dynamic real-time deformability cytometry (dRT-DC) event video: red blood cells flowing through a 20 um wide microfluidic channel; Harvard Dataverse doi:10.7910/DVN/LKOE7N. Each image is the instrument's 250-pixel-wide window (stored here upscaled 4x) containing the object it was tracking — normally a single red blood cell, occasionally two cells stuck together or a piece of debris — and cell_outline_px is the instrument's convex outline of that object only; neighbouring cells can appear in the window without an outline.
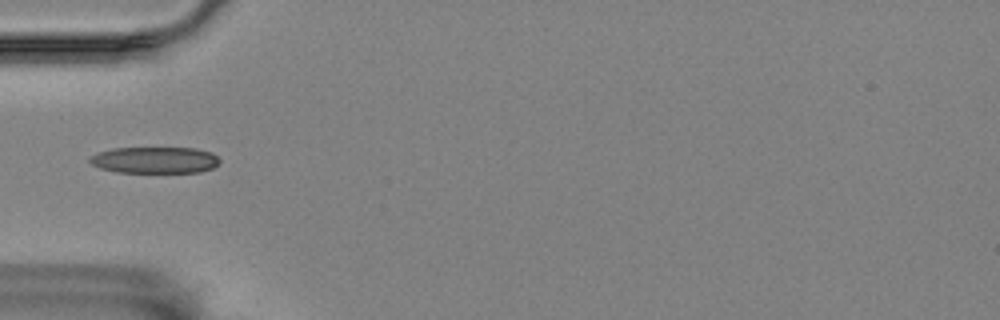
{"species": "Egyptian fruit bat (a non-hibernating species)", "species_latin": "Rousettus aegyptiacus", "temperature_condition": "room temperature", "stored_images_in_passage": 28, "camera_frame_rate_fps": 3000, "um_per_image_px": 0.085, "animal": {"sex": "female"}, "frame": {"image": 1, "passage_image": 1, "time_ms": 0.0, "image_size_px": [1000, 320], "cell_outline_px": [[220, 164], [212, 168], [200, 172], [116, 172], [100, 168], [92, 164], [88, 160], [88, 156], [96, 152], [112, 148], [196, 148], [212, 152], [220, 160]], "centroid_in_image_um": [13.14, 13.6], "position_along_channel_um": 71.9, "area_um2": 20.23}}
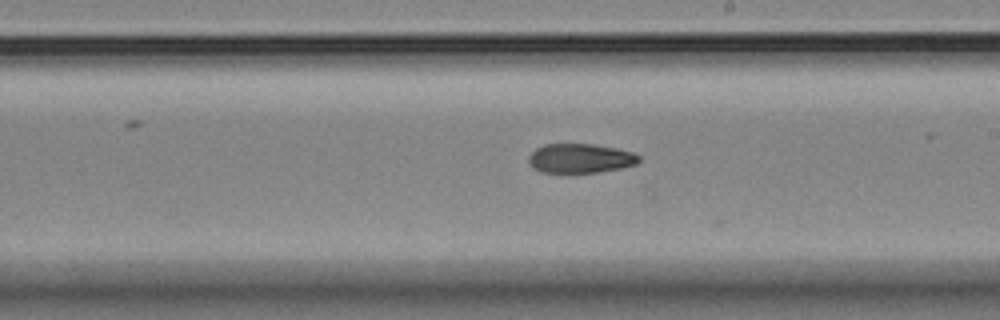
{"frame": {"image": 2, "passage_image": 15, "time_ms": 4.667, "image_size_px": [1000, 320], "cell_outline_px": [[640, 160], [636, 164], [620, 168], [596, 172], [540, 172], [532, 168], [528, 160], [528, 156], [536, 148], [544, 144], [592, 144], [616, 148], [632, 152], [640, 156]], "centroid_in_image_um": [49.3, 13.45], "position_along_channel_um": 239.7, "area_um2": 18.79}}
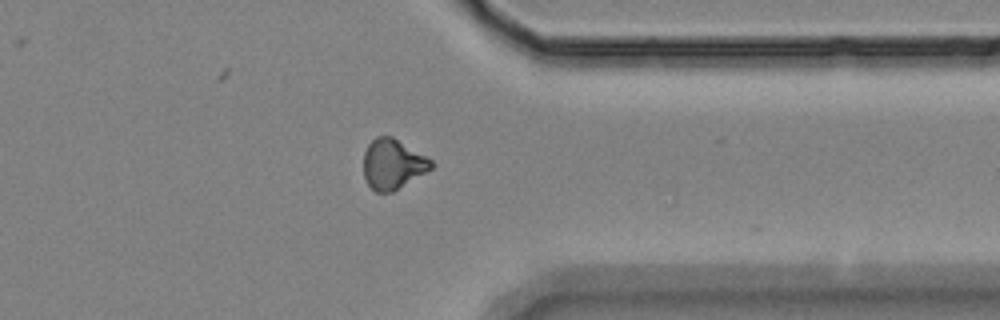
{"frame": {"image": 3, "passage_image": 27, "time_ms": 8.667, "image_size_px": [1000, 320], "cell_outline_px": [[436, 164], [432, 168], [392, 192], [376, 192], [368, 184], [364, 176], [364, 152], [368, 144], [376, 136], [392, 136], [432, 160]], "centroid_in_image_um": [33.38, 13.94], "position_along_channel_um": 378.0, "area_um2": 19.54}}